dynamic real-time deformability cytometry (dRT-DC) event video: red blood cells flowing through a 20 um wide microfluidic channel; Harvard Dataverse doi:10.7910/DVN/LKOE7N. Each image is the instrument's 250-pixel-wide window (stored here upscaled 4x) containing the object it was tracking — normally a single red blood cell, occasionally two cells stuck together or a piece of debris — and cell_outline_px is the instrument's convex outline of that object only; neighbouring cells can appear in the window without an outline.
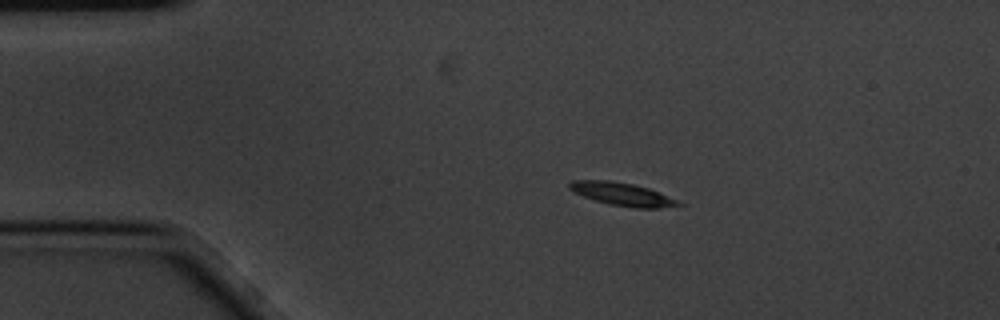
{"species": "common noctule bat (a hibernating species)", "species_latin": "Nyctalus noctula", "temperature_condition": "cold", "stored_images_in_passage": 6, "camera_frame_rate_fps": 3000, "um_per_image_px": 0.085, "animal": {"sex": "male", "body_mass_g": 20.1, "forearm_length_mm": 53.5}, "frame": {"image": 1, "passage_image": 1, "time_ms": 0.0, "image_size_px": [1000, 320], "cell_outline_px": [[684, 204], [660, 208], [636, 208], [608, 204], [584, 196], [568, 188], [568, 184], [572, 180], [608, 180], [632, 184], [648, 188], [660, 192]], "centroid_in_image_um": [52.89, 16.5], "position_along_channel_um": 32.1, "area_um2": 14.39}}
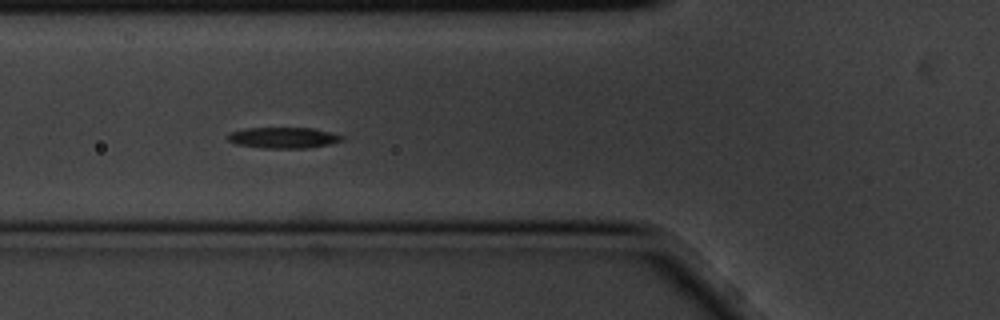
{"frame": {"image": 2, "passage_image": 4, "time_ms": 1.0, "image_size_px": [1000, 320], "cell_outline_px": [[344, 140], [328, 144], [308, 148], [264, 148], [236, 144], [228, 140], [228, 136], [232, 132], [244, 128], [312, 128], [344, 136]], "centroid_in_image_um": [24.09, 11.71], "position_along_channel_um": 101.7, "area_um2": 13.76}}
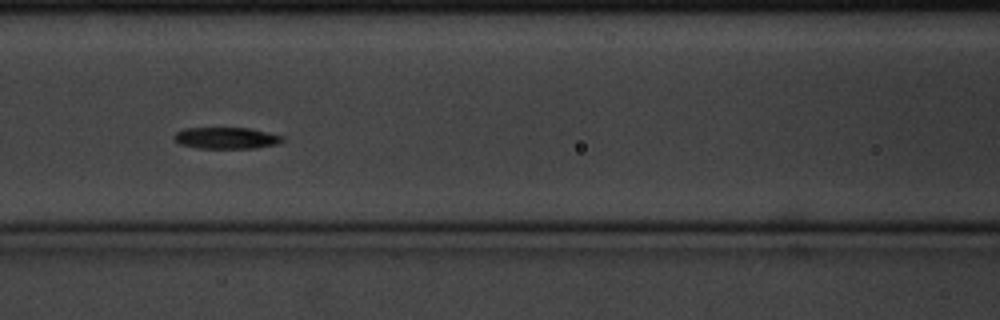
{"frame": {"image": 3, "passage_image": 5, "time_ms": 1.333, "image_size_px": [1000, 320], "cell_outline_px": [[284, 140], [276, 144], [256, 148], [200, 148], [180, 144], [172, 136], [176, 132], [184, 128], [252, 128], [284, 136]], "centroid_in_image_um": [19.25, 11.72], "position_along_channel_um": 147.3, "area_um2": 13.58}}